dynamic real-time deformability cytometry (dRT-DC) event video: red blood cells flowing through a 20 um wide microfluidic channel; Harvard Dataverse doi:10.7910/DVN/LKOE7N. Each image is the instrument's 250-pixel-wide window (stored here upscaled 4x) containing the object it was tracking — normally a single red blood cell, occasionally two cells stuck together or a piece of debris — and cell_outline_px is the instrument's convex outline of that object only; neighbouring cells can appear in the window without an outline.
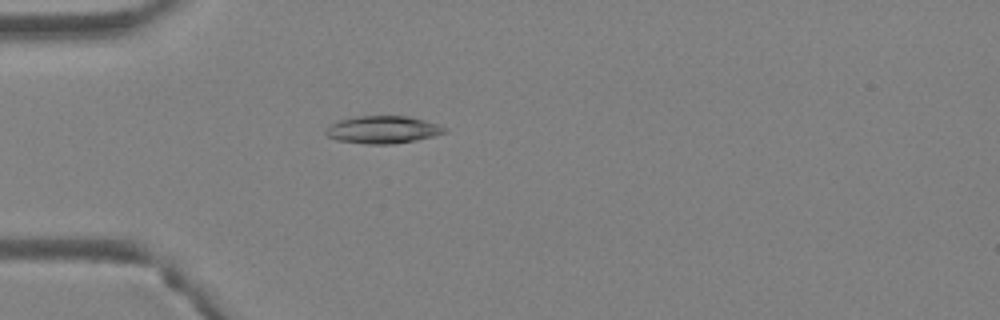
{"species": "Egyptian fruit bat (a non-hibernating species)", "species_latin": "Rousettus aegyptiacus", "temperature_condition": "warm", "stored_images_in_passage": 4, "camera_frame_rate_fps": 3000, "um_per_image_px": 0.085, "animal": {"sex": "female"}, "frame": {"image": 1, "passage_image": 4, "time_ms": 1.0, "image_size_px": [1000, 320], "cell_outline_px": [[448, 132], [416, 140], [392, 144], [364, 144], [336, 140], [328, 136], [324, 132], [332, 124], [340, 120], [356, 116], [408, 116], [424, 120], [448, 128]], "centroid_in_image_um": [32.55, 11.03], "position_along_channel_um": 52.4, "area_um2": 18.96}}